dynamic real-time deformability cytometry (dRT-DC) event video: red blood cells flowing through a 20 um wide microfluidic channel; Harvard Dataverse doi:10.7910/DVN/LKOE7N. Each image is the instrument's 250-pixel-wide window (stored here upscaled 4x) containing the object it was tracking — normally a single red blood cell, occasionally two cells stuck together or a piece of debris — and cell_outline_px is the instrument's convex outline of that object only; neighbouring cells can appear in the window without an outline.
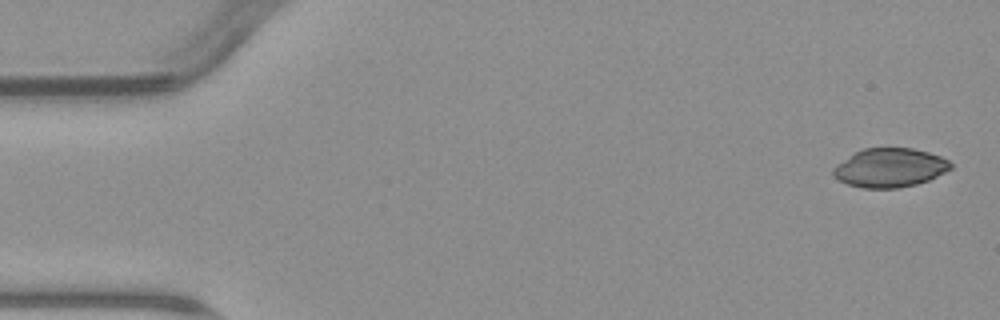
{"species": "common noctule bat (a hibernating species)", "species_latin": "Nyctalus noctula", "temperature_condition": "warm", "stored_images_in_passage": 6, "camera_frame_rate_fps": 3000, "um_per_image_px": 0.085, "animal": {"sex": "male", "body_mass_g": 23.1, "forearm_length_mm": 52.7}, "frame": {"image": 1, "passage_image": 1, "time_ms": 0.0, "image_size_px": [1000, 320], "cell_outline_px": [[952, 168], [928, 180], [916, 184], [900, 188], [864, 188], [848, 184], [832, 176], [832, 168], [836, 164], [856, 152], [864, 148], [912, 148], [928, 152], [940, 156], [948, 160], [952, 164]], "centroid_in_image_um": [75.62, 14.26], "position_along_channel_um": 9.4, "area_um2": 26.53}}
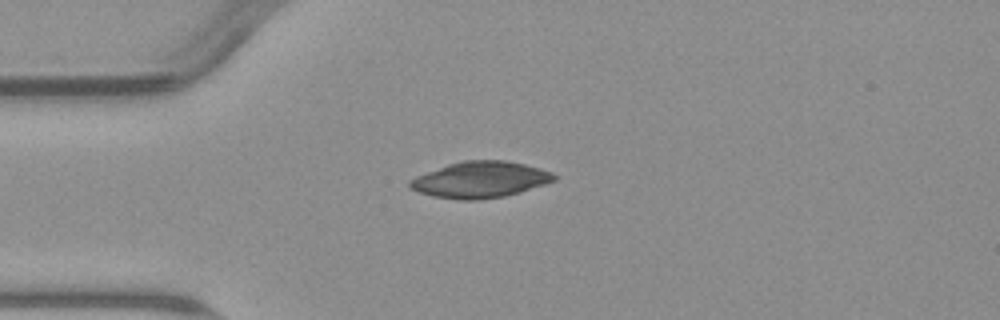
{"frame": {"image": 2, "passage_image": 4, "time_ms": 4.0, "image_size_px": [1000, 320], "cell_outline_px": [[556, 180], [520, 192], [504, 196], [480, 200], [460, 200], [432, 196], [408, 188], [408, 180], [416, 176], [448, 164], [464, 160], [504, 160], [524, 164], [540, 168], [552, 172], [556, 176]], "centroid_in_image_um": [40.8, 15.28], "position_along_channel_um": 44.2, "area_um2": 30.46}}